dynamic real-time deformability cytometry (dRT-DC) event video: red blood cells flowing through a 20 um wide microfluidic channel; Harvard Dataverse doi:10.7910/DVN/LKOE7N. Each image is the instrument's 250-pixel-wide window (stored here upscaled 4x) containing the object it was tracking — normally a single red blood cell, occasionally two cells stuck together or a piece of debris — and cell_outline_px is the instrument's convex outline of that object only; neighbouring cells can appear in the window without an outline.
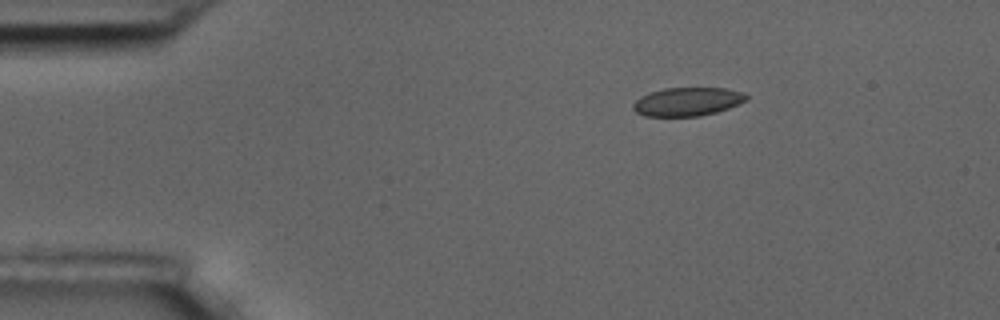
{"species": "common noctule bat (a hibernating species)", "species_latin": "Nyctalus noctula", "temperature_condition": "room temperature", "stored_images_in_passage": 4, "camera_frame_rate_fps": 3000, "um_per_image_px": 0.085, "animal": {"sex": "male", "body_mass_g": 17.5, "forearm_length_mm": 52.3}, "frame": {"image": 1, "passage_image": 1, "time_ms": 0.0, "image_size_px": [1000, 320], "cell_outline_px": [[748, 100], [728, 108], [716, 112], [700, 116], [644, 116], [636, 112], [632, 108], [632, 104], [640, 96], [664, 88], [724, 88], [744, 92], [748, 96]], "centroid_in_image_um": [58.43, 8.64], "position_along_channel_um": 26.6, "area_um2": 18.84}}